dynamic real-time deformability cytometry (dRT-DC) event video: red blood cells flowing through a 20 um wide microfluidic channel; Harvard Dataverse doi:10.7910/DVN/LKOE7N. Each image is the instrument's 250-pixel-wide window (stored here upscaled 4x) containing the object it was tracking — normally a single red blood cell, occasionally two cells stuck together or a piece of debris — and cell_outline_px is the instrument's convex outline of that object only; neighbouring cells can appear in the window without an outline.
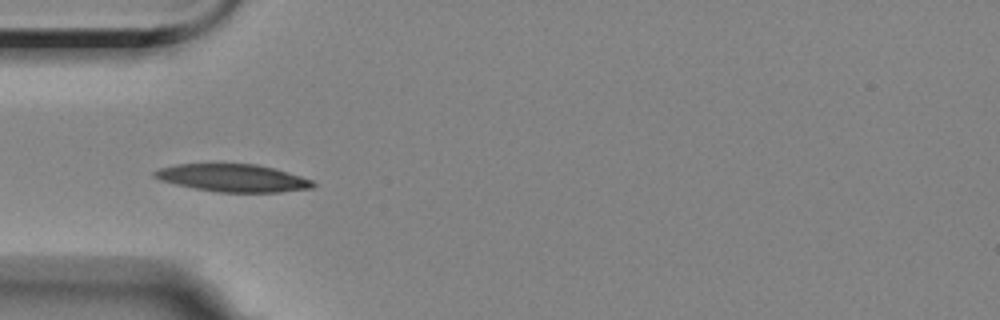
{"species": "Egyptian fruit bat (a non-hibernating species)", "species_latin": "Rousettus aegyptiacus", "temperature_condition": "room temperature", "stored_images_in_passage": 4, "camera_frame_rate_fps": 3000, "um_per_image_px": 0.085, "animal": {"sex": "female"}, "frame": {"image": 1, "passage_image": 3, "time_ms": 3.333, "image_size_px": [1000, 320], "cell_outline_px": [[316, 184], [312, 188], [280, 192], [220, 192], [196, 188], [176, 184], [160, 180], [152, 176], [152, 172], [156, 168], [176, 164], [256, 164], [276, 168], [312, 180]], "centroid_in_image_um": [19.77, 15.12], "position_along_channel_um": 65.2, "area_um2": 25.49}}
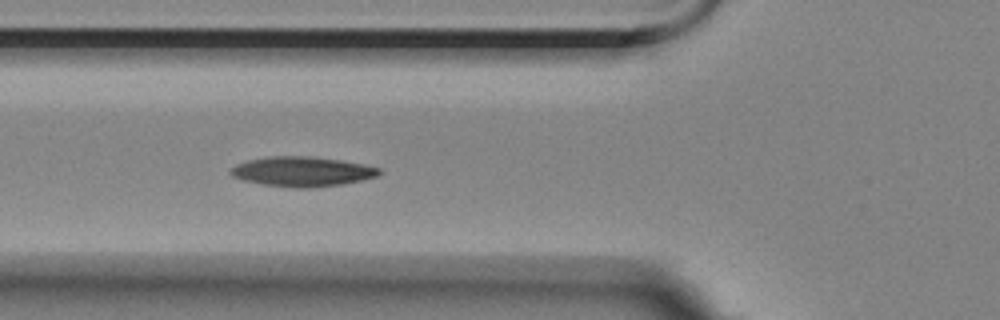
{"frame": {"image": 2, "passage_image": 4, "time_ms": 4.333, "image_size_px": [1000, 320], "cell_outline_px": [[384, 172], [376, 176], [360, 180], [340, 184], [312, 188], [296, 188], [260, 184], [244, 180], [232, 176], [228, 172], [236, 164], [248, 160], [268, 156], [308, 156], [340, 160], [364, 164], [380, 168]], "centroid_in_image_um": [25.67, 14.58], "position_along_channel_um": 100.1, "area_um2": 25.78}}